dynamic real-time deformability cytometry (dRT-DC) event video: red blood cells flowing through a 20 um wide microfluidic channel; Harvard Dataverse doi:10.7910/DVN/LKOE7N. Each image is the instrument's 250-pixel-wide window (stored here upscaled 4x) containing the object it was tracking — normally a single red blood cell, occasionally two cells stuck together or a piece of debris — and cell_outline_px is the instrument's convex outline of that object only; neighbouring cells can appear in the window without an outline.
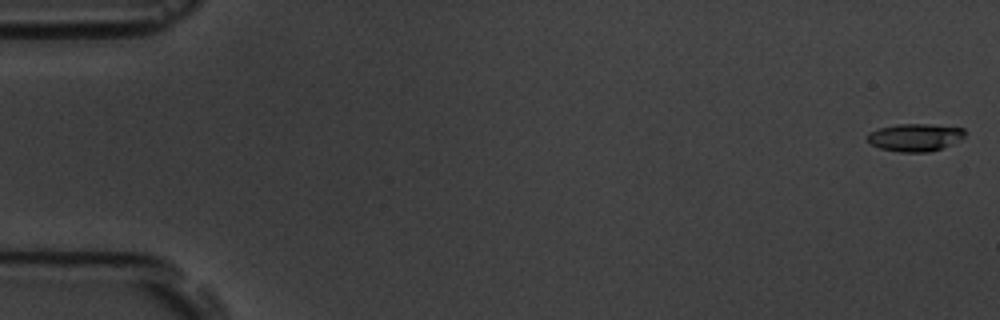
{"species": "common noctule bat (a hibernating species)", "species_latin": "Nyctalus noctula", "temperature_condition": "room temperature", "stored_images_in_passage": 9, "segment_of_instrument_passage": [1, 2], "camera_frame_rate_fps": 3000, "um_per_image_px": 0.085, "animal": {"sex": "male", "body_mass_g": 19.5, "forearm_length_mm": 54.6}, "frame": {"image": 1, "passage_image": 1, "time_ms": 0.0, "image_size_px": [1000, 320], "cell_outline_px": [[968, 132], [960, 140], [944, 148], [928, 152], [900, 152], [880, 148], [872, 144], [868, 140], [868, 132], [876, 128], [896, 124], [928, 124], [964, 128]], "centroid_in_image_um": [77.8, 11.67], "position_along_channel_um": 7.2, "area_um2": 15.9}}
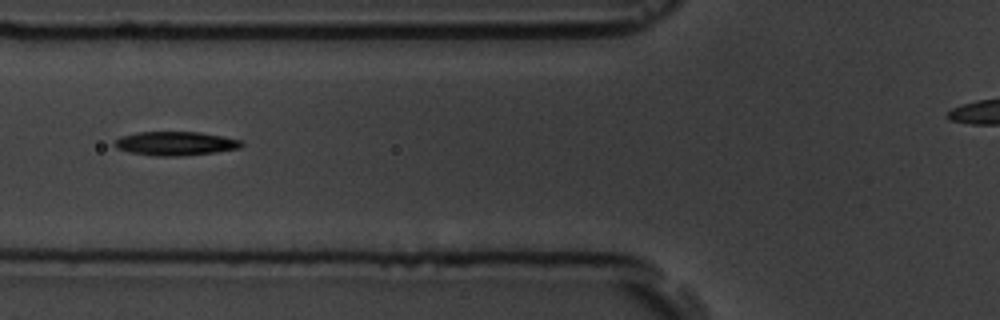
{"frame": {"image": 2, "passage_image": 7, "time_ms": 7.0, "image_size_px": [1000, 320], "cell_outline_px": [[244, 144], [240, 148], [212, 152], [180, 156], [156, 156], [128, 152], [116, 148], [112, 144], [120, 136], [136, 132], [200, 132], [240, 140]], "centroid_in_image_um": [14.85, 12.19], "position_along_channel_um": 111.0, "area_um2": 17.57}}
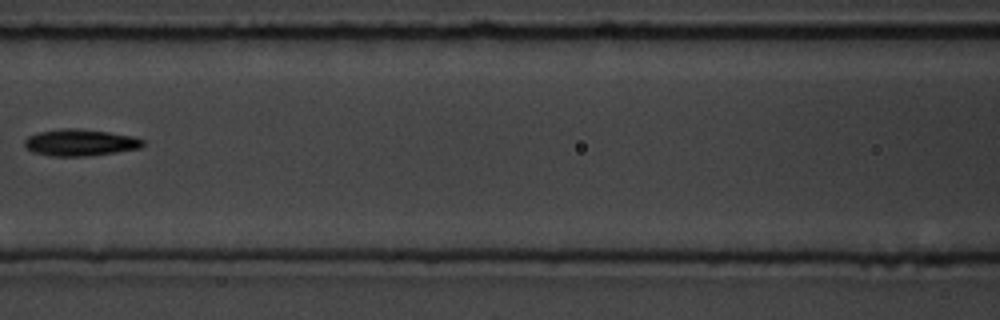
{"frame": {"image": 3, "passage_image": 8, "time_ms": 8.333, "image_size_px": [1000, 320], "cell_outline_px": [[144, 144], [140, 148], [116, 152], [84, 156], [52, 156], [32, 152], [24, 144], [24, 140], [28, 136], [40, 132], [64, 128], [76, 128], [108, 132], [132, 136], [144, 140]], "centroid_in_image_um": [6.81, 12.12], "position_along_channel_um": 159.8, "area_um2": 18.21}}